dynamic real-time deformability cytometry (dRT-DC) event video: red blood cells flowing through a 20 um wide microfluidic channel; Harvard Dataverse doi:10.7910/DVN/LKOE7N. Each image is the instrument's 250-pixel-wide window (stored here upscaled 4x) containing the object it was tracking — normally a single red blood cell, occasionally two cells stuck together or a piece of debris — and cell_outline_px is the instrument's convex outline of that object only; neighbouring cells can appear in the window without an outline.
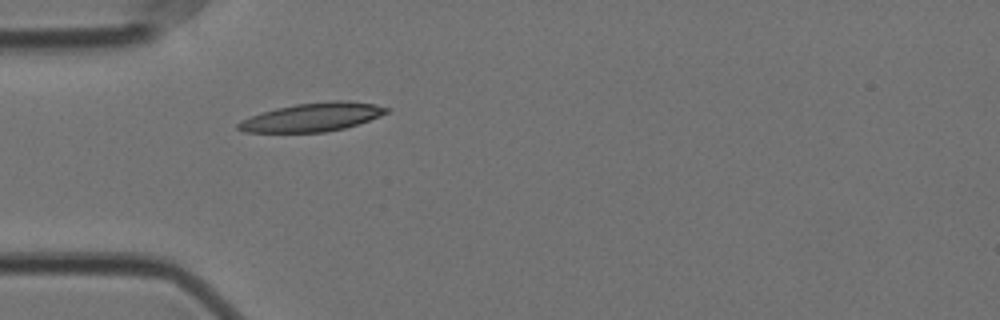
{"species": "Egyptian fruit bat (a non-hibernating species)", "species_latin": "Rousettus aegyptiacus", "temperature_condition": "cold", "stored_images_in_passage": 5, "camera_frame_rate_fps": 3000, "um_per_image_px": 0.085, "animal": {"sex": "female"}, "frame": {"image": 1, "passage_image": 1, "time_ms": 0.0, "image_size_px": [1000, 320], "cell_outline_px": [[392, 108], [388, 112], [380, 116], [344, 128], [324, 132], [244, 132], [236, 128], [236, 124], [240, 120], [276, 108], [296, 104], [336, 100], [348, 100], [376, 104]], "centroid_in_image_um": [26.57, 9.95], "position_along_channel_um": 58.4, "area_um2": 24.57}}
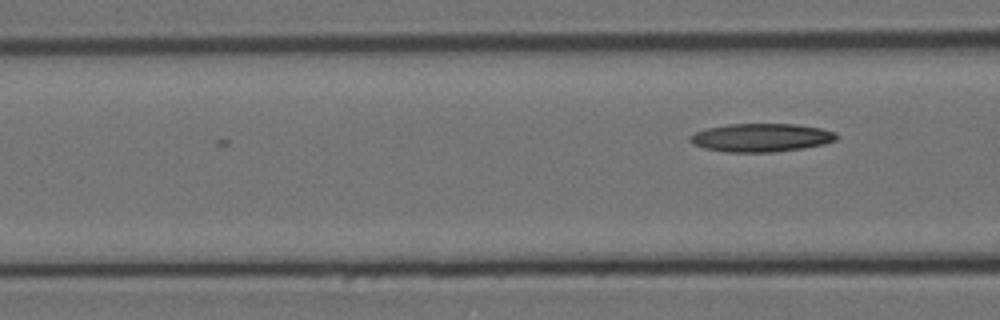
{"frame": {"image": 2, "passage_image": 5, "time_ms": 1.333, "image_size_px": [1000, 320], "cell_outline_px": [[840, 136], [836, 140], [824, 144], [804, 148], [772, 152], [724, 152], [704, 148], [692, 144], [688, 140], [688, 136], [696, 132], [708, 128], [728, 124], [796, 124], [820, 128], [836, 132]], "centroid_in_image_um": [64.7, 11.7], "position_along_channel_um": 101.9, "area_um2": 24.33}}